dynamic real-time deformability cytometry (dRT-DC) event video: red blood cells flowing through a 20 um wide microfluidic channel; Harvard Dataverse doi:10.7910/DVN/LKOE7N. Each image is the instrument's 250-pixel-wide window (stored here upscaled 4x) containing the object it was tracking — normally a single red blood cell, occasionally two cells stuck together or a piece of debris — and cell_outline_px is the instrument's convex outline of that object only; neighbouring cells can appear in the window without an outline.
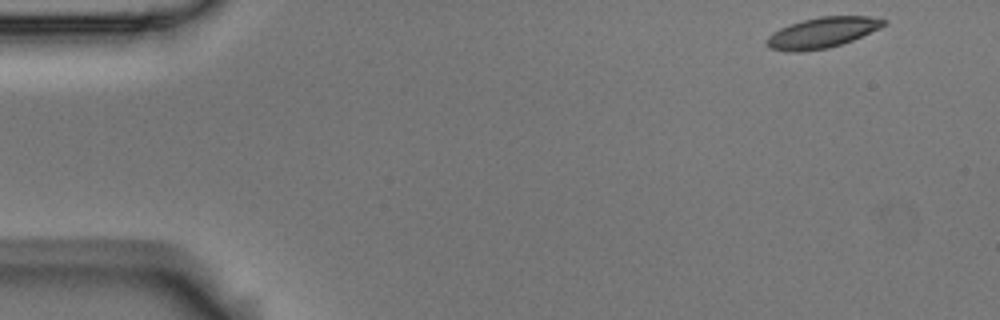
{"species": "Egyptian fruit bat (a non-hibernating species)", "species_latin": "Rousettus aegyptiacus", "temperature_condition": "room temperature", "stored_images_in_passage": 53, "camera_frame_rate_fps": 3000, "um_per_image_px": 0.085, "animal": {"sex": "male"}, "frame": {"image": 1, "passage_image": 1, "time_ms": 0.0, "image_size_px": [1000, 320], "cell_outline_px": [[888, 20], [880, 28], [852, 40], [828, 48], [800, 52], [788, 52], [772, 48], [764, 44], [764, 40], [772, 32], [788, 24], [820, 16], [868, 16]], "centroid_in_image_um": [69.84, 2.78], "position_along_channel_um": 15.2, "area_um2": 20.87}}
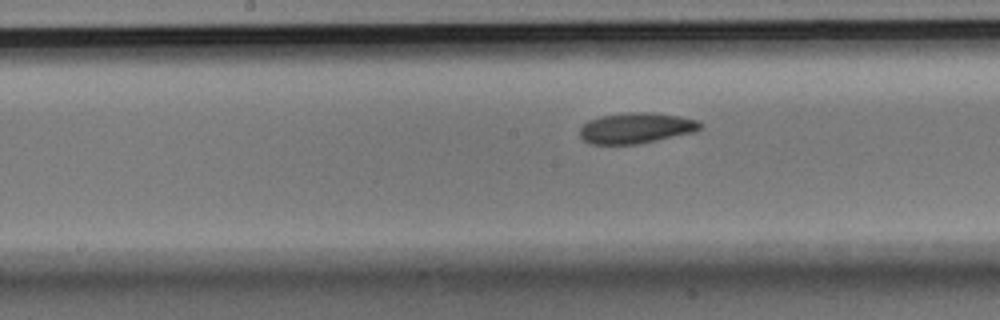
{"frame": {"image": 2, "passage_image": 25, "time_ms": 8.0, "image_size_px": [1000, 320], "cell_outline_px": [[704, 124], [696, 132], [640, 144], [592, 144], [584, 140], [580, 136], [580, 128], [588, 120], [600, 116], [628, 112], [652, 112], [680, 116], [696, 120]], "centroid_in_image_um": [54.09, 10.88], "position_along_channel_um": 194.1, "area_um2": 21.73}}
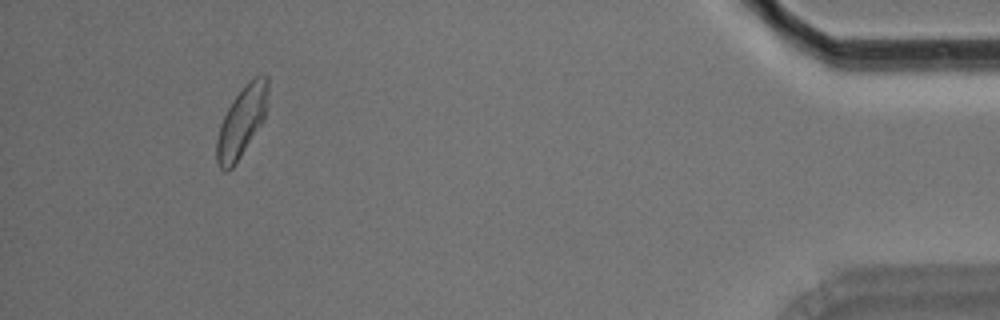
{"frame": {"image": 3, "passage_image": 49, "time_ms": 16.0, "image_size_px": [1000, 320], "cell_outline_px": [[268, 108], [264, 120], [236, 164], [228, 172], [224, 172], [220, 168], [216, 160], [216, 140], [220, 124], [232, 100], [256, 76], [268, 76]], "centroid_in_image_um": [20.55, 10.41], "position_along_channel_um": 414.7, "area_um2": 20.98}, "authors_computed_cell_mechanics": {"area_um2": 21.3282, "velocity_mm_per_s": 3.5808, "shape_relaxation_time_tau1_ms": 4.1299, "shape_relaxation_time_tau2_ms": 5.9791, "deformation_change_tau1": 0.1104, "deformation_change_tau2": 0.1213}}